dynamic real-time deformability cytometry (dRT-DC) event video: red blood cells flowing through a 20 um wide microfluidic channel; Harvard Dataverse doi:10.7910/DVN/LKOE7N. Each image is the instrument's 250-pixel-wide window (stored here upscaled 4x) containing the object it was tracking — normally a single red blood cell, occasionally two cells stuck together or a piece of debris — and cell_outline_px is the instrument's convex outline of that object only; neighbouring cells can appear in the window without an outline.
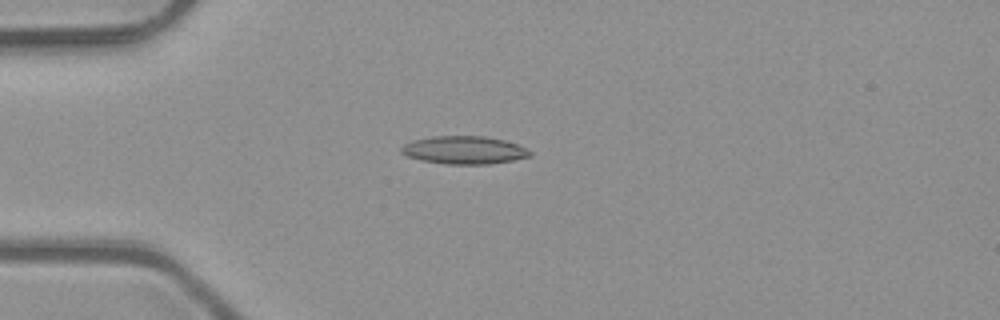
{"species": "common noctule bat (a hibernating species)", "species_latin": "Nyctalus noctula", "temperature_condition": "room temperature", "stored_images_in_passage": 5, "camera_frame_rate_fps": 3000, "um_per_image_px": 0.085, "animal": {"sex": "male", "body_mass_g": 23.1, "forearm_length_mm": 52.7}, "frame": {"image": 1, "passage_image": 3, "time_ms": 0.667, "image_size_px": [1000, 320], "cell_outline_px": [[532, 156], [512, 160], [488, 164], [448, 164], [420, 160], [408, 156], [400, 152], [400, 148], [404, 144], [412, 140], [432, 136], [484, 136], [504, 140], [516, 144], [532, 152]], "centroid_in_image_um": [39.42, 12.75], "position_along_channel_um": 45.6, "area_um2": 20.87}}
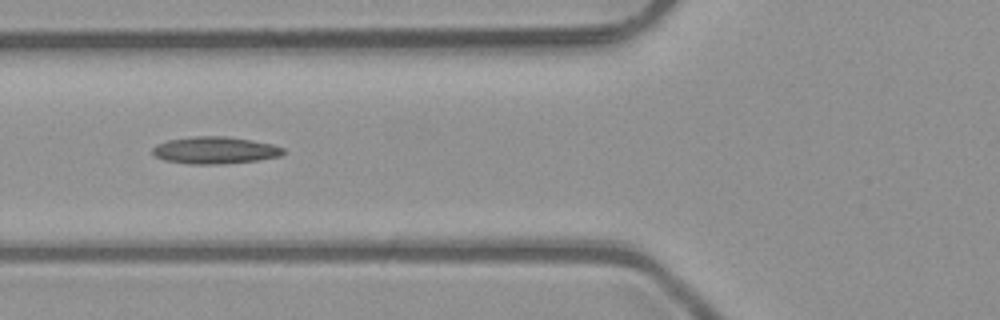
{"frame": {"image": 2, "passage_image": 5, "time_ms": 1.333, "image_size_px": [1000, 320], "cell_outline_px": [[284, 152], [280, 156], [256, 160], [224, 164], [192, 164], [164, 160], [156, 156], [152, 152], [152, 148], [156, 144], [168, 140], [196, 136], [224, 136], [252, 140], [272, 144], [284, 148]], "centroid_in_image_um": [18.26, 12.77], "position_along_channel_um": 107.5, "area_um2": 20.52}}